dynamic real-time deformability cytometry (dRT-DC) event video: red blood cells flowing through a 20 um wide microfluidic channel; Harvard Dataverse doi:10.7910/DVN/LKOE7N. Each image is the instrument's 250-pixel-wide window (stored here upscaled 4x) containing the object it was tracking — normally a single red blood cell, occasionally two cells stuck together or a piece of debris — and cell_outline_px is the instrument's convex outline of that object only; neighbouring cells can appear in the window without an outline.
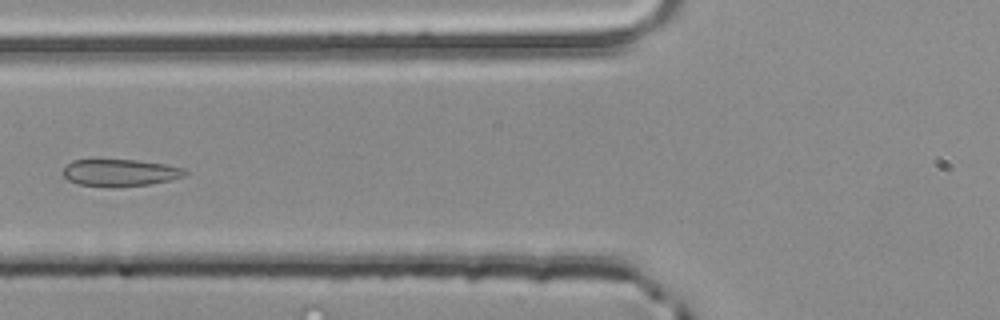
{"species": "common noctule bat (a hibernating species)", "species_latin": "Nyctalus noctula", "temperature_condition": "room temperature", "stored_images_in_passage": 3, "camera_frame_rate_fps": 3000, "um_per_image_px": 0.085, "animal": {"sex": "male", "body_mass_g": 20.4}, "frame": {"image": 1, "passage_image": 3, "time_ms": 0.667, "image_size_px": [1000, 320], "cell_outline_px": [[188, 172], [184, 176], [172, 180], [148, 184], [76, 184], [68, 180], [64, 176], [64, 168], [72, 160], [136, 160], [164, 164], [184, 168]], "centroid_in_image_um": [10.25, 14.63], "position_along_channel_um": 115.6, "area_um2": 18.26}}